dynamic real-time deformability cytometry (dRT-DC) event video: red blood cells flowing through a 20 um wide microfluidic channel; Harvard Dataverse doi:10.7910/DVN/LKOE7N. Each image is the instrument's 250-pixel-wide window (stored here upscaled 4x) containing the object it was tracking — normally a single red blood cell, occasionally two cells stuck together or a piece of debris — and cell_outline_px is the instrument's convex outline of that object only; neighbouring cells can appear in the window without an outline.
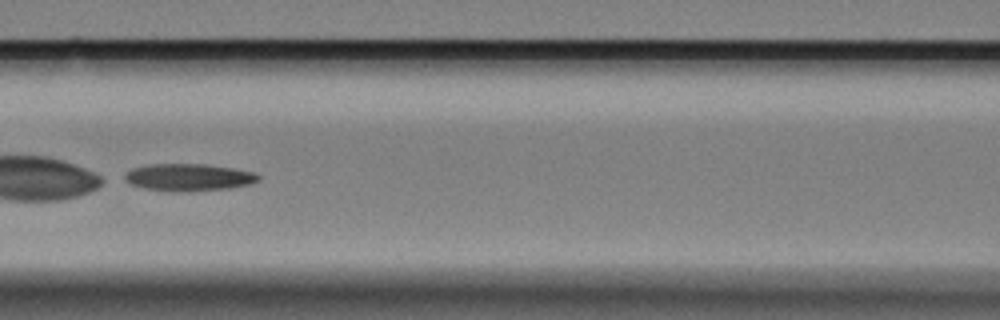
{"species": "Egyptian fruit bat (a non-hibernating species)", "species_latin": "Rousettus aegyptiacus", "temperature_condition": "cold", "stored_images_in_passage": 39, "camera_frame_rate_fps": 3000, "um_per_image_px": 0.085, "animal": {"sex": "female"}, "frame": {"image": 1, "passage_image": 12, "time_ms": 3.667, "image_size_px": [1000, 320], "cell_outline_px": [[260, 180], [252, 184], [228, 188], [180, 192], [172, 192], [144, 188], [128, 184], [120, 180], [132, 168], [148, 164], [204, 164], [232, 168], [252, 172], [260, 176]], "centroid_in_image_um": [15.97, 15.08], "position_along_channel_um": 150.6, "area_um2": 21.39}}
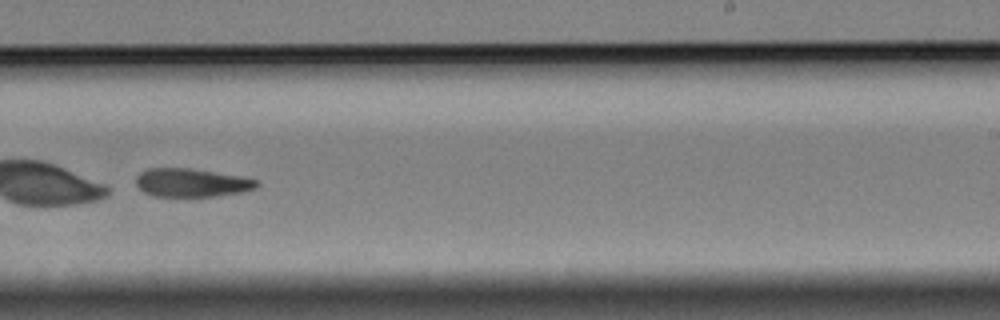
{"frame": {"image": 2, "passage_image": 23, "time_ms": 7.333, "image_size_px": [1000, 320], "cell_outline_px": [[260, 184], [256, 188], [244, 192], [220, 196], [152, 196], [144, 192], [136, 184], [136, 176], [140, 172], [148, 168], [188, 168], [236, 176], [256, 180]], "centroid_in_image_um": [16.26, 15.54], "position_along_channel_um": 272.7, "area_um2": 19.83}, "authors_computed_cell_mechanics": {"area_um2": 21.2704, "velocity_mm_per_s": 3.338, "shape_relaxation_time_tau1_ms": 3.1277, "shape_relaxation_time_tau2_ms": null, "deformation_change_tau1": 0.1748, "deformation_change_tau2": null}}